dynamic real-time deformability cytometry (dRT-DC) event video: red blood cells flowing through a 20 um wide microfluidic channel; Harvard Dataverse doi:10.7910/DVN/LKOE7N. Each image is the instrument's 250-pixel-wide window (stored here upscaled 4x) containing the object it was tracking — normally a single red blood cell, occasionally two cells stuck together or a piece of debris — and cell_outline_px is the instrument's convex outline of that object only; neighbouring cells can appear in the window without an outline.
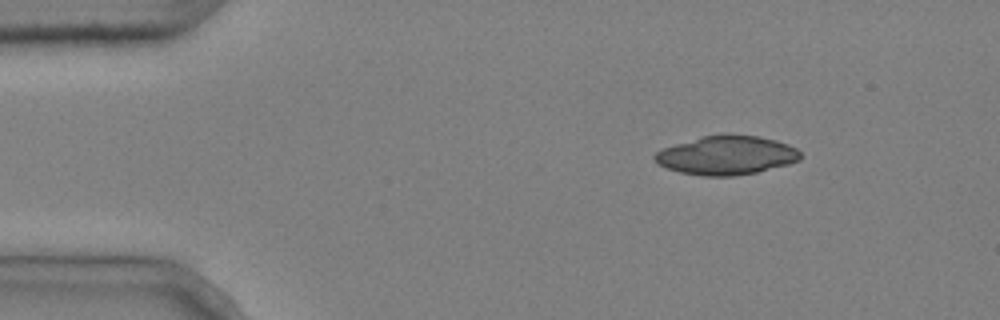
{"species": "common noctule bat (a hibernating species)", "species_latin": "Nyctalus noctula", "temperature_condition": "cold", "stored_images_in_passage": 3, "camera_frame_rate_fps": 3000, "um_per_image_px": 0.085, "animal": {"sex": "male", "body_mass_g": 20.4}, "frame": {"image": 1, "passage_image": 1, "time_ms": 0.0, "image_size_px": [1000, 320], "cell_outline_px": [[800, 160], [788, 164], [756, 172], [732, 176], [704, 176], [680, 172], [664, 168], [656, 164], [652, 156], [656, 152], [664, 148], [700, 136], [724, 132], [728, 132], [760, 136], [776, 140], [788, 144], [796, 148], [800, 152]], "centroid_in_image_um": [61.73, 13.17], "position_along_channel_um": 23.3, "area_um2": 33.58}}